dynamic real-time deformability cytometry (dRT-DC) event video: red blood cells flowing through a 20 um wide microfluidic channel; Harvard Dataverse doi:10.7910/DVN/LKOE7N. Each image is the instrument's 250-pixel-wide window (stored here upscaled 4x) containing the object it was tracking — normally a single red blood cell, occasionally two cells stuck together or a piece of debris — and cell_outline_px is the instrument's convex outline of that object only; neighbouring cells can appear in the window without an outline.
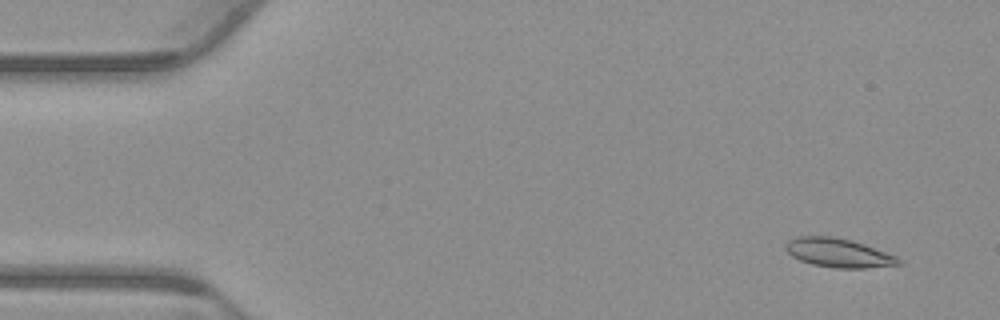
{"species": "common noctule bat (a hibernating species)", "species_latin": "Nyctalus noctula", "temperature_condition": "warm", "stored_images_in_passage": 54, "camera_frame_rate_fps": 3000, "um_per_image_px": 0.085, "animal": {"sex": "male", "body_mass_g": 23.1, "forearm_length_mm": 52.7}, "frame": {"image": 1, "passage_image": 4, "time_ms": 1.0, "image_size_px": [1000, 320], "cell_outline_px": [[904, 264], [864, 268], [832, 268], [812, 264], [800, 260], [792, 256], [784, 248], [784, 244], [788, 240], [800, 236], [832, 236], [852, 240], [864, 244], [896, 256], [904, 260]], "centroid_in_image_um": [71.28, 21.49], "position_along_channel_um": 13.7, "area_um2": 19.19}}
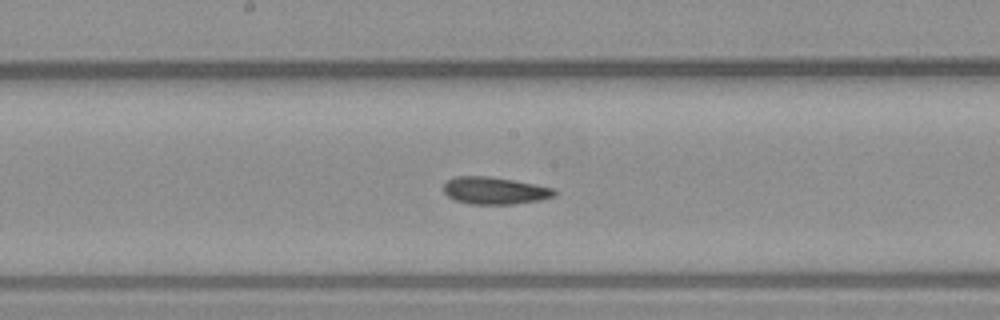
{"frame": {"image": 2, "passage_image": 28, "time_ms": 9.0, "image_size_px": [1000, 320], "cell_outline_px": [[556, 196], [540, 200], [512, 204], [468, 204], [456, 200], [448, 196], [444, 192], [444, 184], [448, 180], [456, 176], [488, 176], [512, 180], [556, 188]], "centroid_in_image_um": [42.07, 16.2], "position_along_channel_um": 206.1, "area_um2": 17.57}}
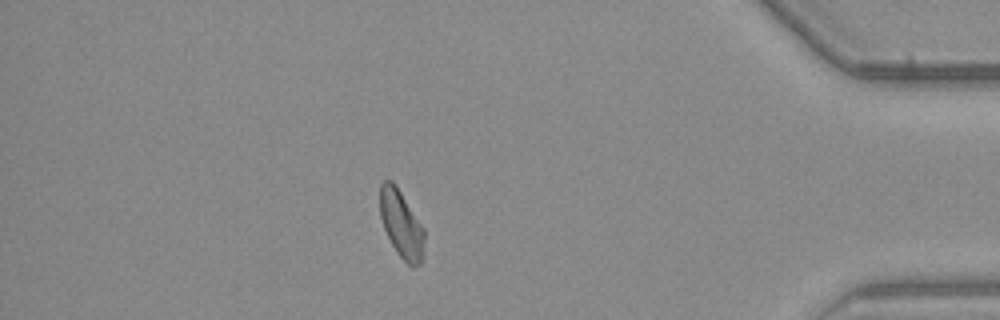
{"frame": {"image": 3, "passage_image": 47, "time_ms": 15.333, "image_size_px": [1000, 320], "cell_outline_px": [[424, 240], [420, 264], [416, 268], [412, 268], [396, 252], [384, 228], [380, 216], [380, 184], [384, 180], [392, 180], [396, 184], [424, 228]], "centroid_in_image_um": [34.11, 19.04], "position_along_channel_um": 401.1, "area_um2": 17.4}, "authors_computed_cell_mechanics": {"area_um2": 17.8024, "velocity_mm_per_s": 3.8074, "shape_relaxation_time_tau1_ms": 9.8007, "shape_relaxation_time_tau2_ms": 2.4148, "deformation_change_tau1": 0.198, "deformation_change_tau2": 0.0817}}